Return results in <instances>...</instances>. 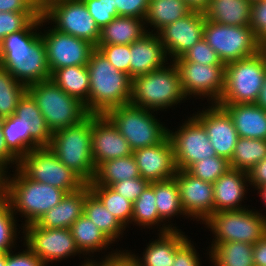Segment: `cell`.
I'll list each match as a JSON object with an SVG mask.
<instances>
[{
    "label": "cell",
    "mask_w": 266,
    "mask_h": 266,
    "mask_svg": "<svg viewBox=\"0 0 266 266\" xmlns=\"http://www.w3.org/2000/svg\"><path fill=\"white\" fill-rule=\"evenodd\" d=\"M43 24L46 20L40 15L23 30L6 36L0 43V66L26 86L51 78L45 44L39 32Z\"/></svg>",
    "instance_id": "cell-1"
},
{
    "label": "cell",
    "mask_w": 266,
    "mask_h": 266,
    "mask_svg": "<svg viewBox=\"0 0 266 266\" xmlns=\"http://www.w3.org/2000/svg\"><path fill=\"white\" fill-rule=\"evenodd\" d=\"M86 66L90 82L89 114L105 115L112 108L130 103L131 78L116 69L97 48Z\"/></svg>",
    "instance_id": "cell-2"
},
{
    "label": "cell",
    "mask_w": 266,
    "mask_h": 266,
    "mask_svg": "<svg viewBox=\"0 0 266 266\" xmlns=\"http://www.w3.org/2000/svg\"><path fill=\"white\" fill-rule=\"evenodd\" d=\"M187 99L178 70L170 65L131 79L130 104L151 111H163Z\"/></svg>",
    "instance_id": "cell-3"
},
{
    "label": "cell",
    "mask_w": 266,
    "mask_h": 266,
    "mask_svg": "<svg viewBox=\"0 0 266 266\" xmlns=\"http://www.w3.org/2000/svg\"><path fill=\"white\" fill-rule=\"evenodd\" d=\"M13 175L7 178L6 199L9 201L13 213L18 212L24 217L25 223H36L38 219L57 205L66 192L60 188L33 181L28 178L18 167ZM12 176V177H11Z\"/></svg>",
    "instance_id": "cell-4"
},
{
    "label": "cell",
    "mask_w": 266,
    "mask_h": 266,
    "mask_svg": "<svg viewBox=\"0 0 266 266\" xmlns=\"http://www.w3.org/2000/svg\"><path fill=\"white\" fill-rule=\"evenodd\" d=\"M92 114L80 123L57 130L51 136L49 149L87 184L92 182L96 168L92 157Z\"/></svg>",
    "instance_id": "cell-5"
},
{
    "label": "cell",
    "mask_w": 266,
    "mask_h": 266,
    "mask_svg": "<svg viewBox=\"0 0 266 266\" xmlns=\"http://www.w3.org/2000/svg\"><path fill=\"white\" fill-rule=\"evenodd\" d=\"M266 75V49L225 64V87L217 105L256 103Z\"/></svg>",
    "instance_id": "cell-6"
},
{
    "label": "cell",
    "mask_w": 266,
    "mask_h": 266,
    "mask_svg": "<svg viewBox=\"0 0 266 266\" xmlns=\"http://www.w3.org/2000/svg\"><path fill=\"white\" fill-rule=\"evenodd\" d=\"M27 92L35 100L52 133L78 124L89 115L84 103L68 95L51 79L27 86Z\"/></svg>",
    "instance_id": "cell-7"
},
{
    "label": "cell",
    "mask_w": 266,
    "mask_h": 266,
    "mask_svg": "<svg viewBox=\"0 0 266 266\" xmlns=\"http://www.w3.org/2000/svg\"><path fill=\"white\" fill-rule=\"evenodd\" d=\"M154 112L129 103L112 108L105 115L135 151L161 143L168 136V128L155 118Z\"/></svg>",
    "instance_id": "cell-8"
},
{
    "label": "cell",
    "mask_w": 266,
    "mask_h": 266,
    "mask_svg": "<svg viewBox=\"0 0 266 266\" xmlns=\"http://www.w3.org/2000/svg\"><path fill=\"white\" fill-rule=\"evenodd\" d=\"M203 224L214 234L210 246L235 241L255 244L266 234V216L248 207L213 213Z\"/></svg>",
    "instance_id": "cell-9"
},
{
    "label": "cell",
    "mask_w": 266,
    "mask_h": 266,
    "mask_svg": "<svg viewBox=\"0 0 266 266\" xmlns=\"http://www.w3.org/2000/svg\"><path fill=\"white\" fill-rule=\"evenodd\" d=\"M203 38L224 64L248 58L264 48L250 26L224 25L206 18Z\"/></svg>",
    "instance_id": "cell-10"
},
{
    "label": "cell",
    "mask_w": 266,
    "mask_h": 266,
    "mask_svg": "<svg viewBox=\"0 0 266 266\" xmlns=\"http://www.w3.org/2000/svg\"><path fill=\"white\" fill-rule=\"evenodd\" d=\"M18 168L33 181L49 184L66 193L77 191L87 184L67 168L49 147L31 150L19 160Z\"/></svg>",
    "instance_id": "cell-11"
},
{
    "label": "cell",
    "mask_w": 266,
    "mask_h": 266,
    "mask_svg": "<svg viewBox=\"0 0 266 266\" xmlns=\"http://www.w3.org/2000/svg\"><path fill=\"white\" fill-rule=\"evenodd\" d=\"M46 22L65 34L89 41L97 46L100 28L80 0H62L48 6L42 13Z\"/></svg>",
    "instance_id": "cell-12"
},
{
    "label": "cell",
    "mask_w": 266,
    "mask_h": 266,
    "mask_svg": "<svg viewBox=\"0 0 266 266\" xmlns=\"http://www.w3.org/2000/svg\"><path fill=\"white\" fill-rule=\"evenodd\" d=\"M173 62L187 98L197 96L203 100L204 97L211 101L209 104L218 103L225 87V65H202L186 61L183 57Z\"/></svg>",
    "instance_id": "cell-13"
},
{
    "label": "cell",
    "mask_w": 266,
    "mask_h": 266,
    "mask_svg": "<svg viewBox=\"0 0 266 266\" xmlns=\"http://www.w3.org/2000/svg\"><path fill=\"white\" fill-rule=\"evenodd\" d=\"M24 244L46 265L82 253L68 228H41L36 223L23 227Z\"/></svg>",
    "instance_id": "cell-14"
},
{
    "label": "cell",
    "mask_w": 266,
    "mask_h": 266,
    "mask_svg": "<svg viewBox=\"0 0 266 266\" xmlns=\"http://www.w3.org/2000/svg\"><path fill=\"white\" fill-rule=\"evenodd\" d=\"M189 117L177 131L168 129L177 170H187L204 158L217 156L204 127L193 115Z\"/></svg>",
    "instance_id": "cell-15"
},
{
    "label": "cell",
    "mask_w": 266,
    "mask_h": 266,
    "mask_svg": "<svg viewBox=\"0 0 266 266\" xmlns=\"http://www.w3.org/2000/svg\"><path fill=\"white\" fill-rule=\"evenodd\" d=\"M40 31L41 40L45 44L47 63L52 73L66 66H84L88 64L90 54L95 46L75 36L61 33L53 27Z\"/></svg>",
    "instance_id": "cell-16"
},
{
    "label": "cell",
    "mask_w": 266,
    "mask_h": 266,
    "mask_svg": "<svg viewBox=\"0 0 266 266\" xmlns=\"http://www.w3.org/2000/svg\"><path fill=\"white\" fill-rule=\"evenodd\" d=\"M205 18V13L191 11L157 33L170 61L182 57L203 38Z\"/></svg>",
    "instance_id": "cell-17"
},
{
    "label": "cell",
    "mask_w": 266,
    "mask_h": 266,
    "mask_svg": "<svg viewBox=\"0 0 266 266\" xmlns=\"http://www.w3.org/2000/svg\"><path fill=\"white\" fill-rule=\"evenodd\" d=\"M180 190L182 209L187 218L202 222L214 213L213 184L195 178L186 170H177L174 176Z\"/></svg>",
    "instance_id": "cell-18"
},
{
    "label": "cell",
    "mask_w": 266,
    "mask_h": 266,
    "mask_svg": "<svg viewBox=\"0 0 266 266\" xmlns=\"http://www.w3.org/2000/svg\"><path fill=\"white\" fill-rule=\"evenodd\" d=\"M203 109L193 116L206 130L216 155L230 161L239 139L231 117L217 104Z\"/></svg>",
    "instance_id": "cell-19"
},
{
    "label": "cell",
    "mask_w": 266,
    "mask_h": 266,
    "mask_svg": "<svg viewBox=\"0 0 266 266\" xmlns=\"http://www.w3.org/2000/svg\"><path fill=\"white\" fill-rule=\"evenodd\" d=\"M91 145L95 168L107 160L133 154L127 140L106 115L92 114Z\"/></svg>",
    "instance_id": "cell-20"
},
{
    "label": "cell",
    "mask_w": 266,
    "mask_h": 266,
    "mask_svg": "<svg viewBox=\"0 0 266 266\" xmlns=\"http://www.w3.org/2000/svg\"><path fill=\"white\" fill-rule=\"evenodd\" d=\"M132 155L141 177L150 183L174 178L177 172L173 147L168 136L161 143L133 151Z\"/></svg>",
    "instance_id": "cell-21"
},
{
    "label": "cell",
    "mask_w": 266,
    "mask_h": 266,
    "mask_svg": "<svg viewBox=\"0 0 266 266\" xmlns=\"http://www.w3.org/2000/svg\"><path fill=\"white\" fill-rule=\"evenodd\" d=\"M167 60L169 59L159 36L148 32L130 44L129 77L132 79L160 69L169 64L166 63Z\"/></svg>",
    "instance_id": "cell-22"
},
{
    "label": "cell",
    "mask_w": 266,
    "mask_h": 266,
    "mask_svg": "<svg viewBox=\"0 0 266 266\" xmlns=\"http://www.w3.org/2000/svg\"><path fill=\"white\" fill-rule=\"evenodd\" d=\"M248 183V174L243 170L230 168L220 176L213 183L214 213L246 209L241 204L248 192Z\"/></svg>",
    "instance_id": "cell-23"
},
{
    "label": "cell",
    "mask_w": 266,
    "mask_h": 266,
    "mask_svg": "<svg viewBox=\"0 0 266 266\" xmlns=\"http://www.w3.org/2000/svg\"><path fill=\"white\" fill-rule=\"evenodd\" d=\"M184 233L181 229L159 232V238L147 244L142 258L128 250L125 253L137 266H172L177 247L188 237Z\"/></svg>",
    "instance_id": "cell-24"
},
{
    "label": "cell",
    "mask_w": 266,
    "mask_h": 266,
    "mask_svg": "<svg viewBox=\"0 0 266 266\" xmlns=\"http://www.w3.org/2000/svg\"><path fill=\"white\" fill-rule=\"evenodd\" d=\"M222 107L231 117L239 137L266 140V110L256 103L227 104Z\"/></svg>",
    "instance_id": "cell-25"
},
{
    "label": "cell",
    "mask_w": 266,
    "mask_h": 266,
    "mask_svg": "<svg viewBox=\"0 0 266 266\" xmlns=\"http://www.w3.org/2000/svg\"><path fill=\"white\" fill-rule=\"evenodd\" d=\"M86 200V185L74 192L66 193L61 201L42 215L36 224L41 228L64 229L83 214Z\"/></svg>",
    "instance_id": "cell-26"
},
{
    "label": "cell",
    "mask_w": 266,
    "mask_h": 266,
    "mask_svg": "<svg viewBox=\"0 0 266 266\" xmlns=\"http://www.w3.org/2000/svg\"><path fill=\"white\" fill-rule=\"evenodd\" d=\"M148 32L153 30L146 29L144 19L117 16L100 29L97 45L132 44Z\"/></svg>",
    "instance_id": "cell-27"
},
{
    "label": "cell",
    "mask_w": 266,
    "mask_h": 266,
    "mask_svg": "<svg viewBox=\"0 0 266 266\" xmlns=\"http://www.w3.org/2000/svg\"><path fill=\"white\" fill-rule=\"evenodd\" d=\"M251 7L245 0H213L204 13L207 20L219 24L250 26Z\"/></svg>",
    "instance_id": "cell-28"
},
{
    "label": "cell",
    "mask_w": 266,
    "mask_h": 266,
    "mask_svg": "<svg viewBox=\"0 0 266 266\" xmlns=\"http://www.w3.org/2000/svg\"><path fill=\"white\" fill-rule=\"evenodd\" d=\"M68 95L85 104L89 113V72L84 66H66L54 70L50 78Z\"/></svg>",
    "instance_id": "cell-29"
},
{
    "label": "cell",
    "mask_w": 266,
    "mask_h": 266,
    "mask_svg": "<svg viewBox=\"0 0 266 266\" xmlns=\"http://www.w3.org/2000/svg\"><path fill=\"white\" fill-rule=\"evenodd\" d=\"M83 214L86 215L112 242L124 235L125 227L120 221L103 205L101 200L90 190L86 184V200Z\"/></svg>",
    "instance_id": "cell-30"
},
{
    "label": "cell",
    "mask_w": 266,
    "mask_h": 266,
    "mask_svg": "<svg viewBox=\"0 0 266 266\" xmlns=\"http://www.w3.org/2000/svg\"><path fill=\"white\" fill-rule=\"evenodd\" d=\"M14 115L19 117L20 121L30 129L31 137L41 147H48L50 145L53 133L48 128L35 100L28 92L19 100Z\"/></svg>",
    "instance_id": "cell-31"
},
{
    "label": "cell",
    "mask_w": 266,
    "mask_h": 266,
    "mask_svg": "<svg viewBox=\"0 0 266 266\" xmlns=\"http://www.w3.org/2000/svg\"><path fill=\"white\" fill-rule=\"evenodd\" d=\"M76 245L82 255L93 257L94 252H100L112 244L105 234L88 218L82 214L70 227ZM91 255H90V254Z\"/></svg>",
    "instance_id": "cell-32"
},
{
    "label": "cell",
    "mask_w": 266,
    "mask_h": 266,
    "mask_svg": "<svg viewBox=\"0 0 266 266\" xmlns=\"http://www.w3.org/2000/svg\"><path fill=\"white\" fill-rule=\"evenodd\" d=\"M191 11L184 0H149L144 18L145 26L147 28L150 24V27H154V33L157 34L163 27L184 18Z\"/></svg>",
    "instance_id": "cell-33"
},
{
    "label": "cell",
    "mask_w": 266,
    "mask_h": 266,
    "mask_svg": "<svg viewBox=\"0 0 266 266\" xmlns=\"http://www.w3.org/2000/svg\"><path fill=\"white\" fill-rule=\"evenodd\" d=\"M152 189L154 190L159 217L164 222L168 221L166 223H169L168 225L172 230H178L169 221L177 215H182V217L185 215L184 217H186V214L181 206L180 190L175 178L152 182Z\"/></svg>",
    "instance_id": "cell-34"
},
{
    "label": "cell",
    "mask_w": 266,
    "mask_h": 266,
    "mask_svg": "<svg viewBox=\"0 0 266 266\" xmlns=\"http://www.w3.org/2000/svg\"><path fill=\"white\" fill-rule=\"evenodd\" d=\"M136 177H141V175L134 156L130 155L101 163L96 168L93 181L88 185L111 187L117 182Z\"/></svg>",
    "instance_id": "cell-35"
},
{
    "label": "cell",
    "mask_w": 266,
    "mask_h": 266,
    "mask_svg": "<svg viewBox=\"0 0 266 266\" xmlns=\"http://www.w3.org/2000/svg\"><path fill=\"white\" fill-rule=\"evenodd\" d=\"M209 248L207 253L214 266H254L253 244L235 241Z\"/></svg>",
    "instance_id": "cell-36"
},
{
    "label": "cell",
    "mask_w": 266,
    "mask_h": 266,
    "mask_svg": "<svg viewBox=\"0 0 266 266\" xmlns=\"http://www.w3.org/2000/svg\"><path fill=\"white\" fill-rule=\"evenodd\" d=\"M2 130L8 149L20 160L41 146L31 137L30 129L14 114L2 119Z\"/></svg>",
    "instance_id": "cell-37"
},
{
    "label": "cell",
    "mask_w": 266,
    "mask_h": 266,
    "mask_svg": "<svg viewBox=\"0 0 266 266\" xmlns=\"http://www.w3.org/2000/svg\"><path fill=\"white\" fill-rule=\"evenodd\" d=\"M163 222V224H161ZM137 226H143L147 229L155 226H159L158 231L160 233H166L172 231L167 223L159 217L156 207V198L154 190L152 189V182L146 187V189L140 194V196L133 203V215L131 218V224ZM160 224V225H159ZM162 225V227H161Z\"/></svg>",
    "instance_id": "cell-38"
},
{
    "label": "cell",
    "mask_w": 266,
    "mask_h": 266,
    "mask_svg": "<svg viewBox=\"0 0 266 266\" xmlns=\"http://www.w3.org/2000/svg\"><path fill=\"white\" fill-rule=\"evenodd\" d=\"M266 157V140L239 137L229 161L233 169L248 171Z\"/></svg>",
    "instance_id": "cell-39"
},
{
    "label": "cell",
    "mask_w": 266,
    "mask_h": 266,
    "mask_svg": "<svg viewBox=\"0 0 266 266\" xmlns=\"http://www.w3.org/2000/svg\"><path fill=\"white\" fill-rule=\"evenodd\" d=\"M89 188L125 228L131 224L133 215V203L131 201L110 186L89 185Z\"/></svg>",
    "instance_id": "cell-40"
},
{
    "label": "cell",
    "mask_w": 266,
    "mask_h": 266,
    "mask_svg": "<svg viewBox=\"0 0 266 266\" xmlns=\"http://www.w3.org/2000/svg\"><path fill=\"white\" fill-rule=\"evenodd\" d=\"M27 92V86L18 82L11 73L0 66V118L14 114L19 100Z\"/></svg>",
    "instance_id": "cell-41"
},
{
    "label": "cell",
    "mask_w": 266,
    "mask_h": 266,
    "mask_svg": "<svg viewBox=\"0 0 266 266\" xmlns=\"http://www.w3.org/2000/svg\"><path fill=\"white\" fill-rule=\"evenodd\" d=\"M16 215L6 197L0 199V252L8 253L15 248L19 230L16 228ZM16 219V220H15ZM18 231V233H17Z\"/></svg>",
    "instance_id": "cell-42"
},
{
    "label": "cell",
    "mask_w": 266,
    "mask_h": 266,
    "mask_svg": "<svg viewBox=\"0 0 266 266\" xmlns=\"http://www.w3.org/2000/svg\"><path fill=\"white\" fill-rule=\"evenodd\" d=\"M230 168V163L227 159L215 156L207 157L194 163L186 171L195 178H199L205 182L213 184Z\"/></svg>",
    "instance_id": "cell-43"
},
{
    "label": "cell",
    "mask_w": 266,
    "mask_h": 266,
    "mask_svg": "<svg viewBox=\"0 0 266 266\" xmlns=\"http://www.w3.org/2000/svg\"><path fill=\"white\" fill-rule=\"evenodd\" d=\"M40 15V12H0V43L6 36L23 30Z\"/></svg>",
    "instance_id": "cell-44"
},
{
    "label": "cell",
    "mask_w": 266,
    "mask_h": 266,
    "mask_svg": "<svg viewBox=\"0 0 266 266\" xmlns=\"http://www.w3.org/2000/svg\"><path fill=\"white\" fill-rule=\"evenodd\" d=\"M108 61L119 71L129 75L130 44L97 45Z\"/></svg>",
    "instance_id": "cell-45"
},
{
    "label": "cell",
    "mask_w": 266,
    "mask_h": 266,
    "mask_svg": "<svg viewBox=\"0 0 266 266\" xmlns=\"http://www.w3.org/2000/svg\"><path fill=\"white\" fill-rule=\"evenodd\" d=\"M83 2L100 29L118 16L113 0H84Z\"/></svg>",
    "instance_id": "cell-46"
},
{
    "label": "cell",
    "mask_w": 266,
    "mask_h": 266,
    "mask_svg": "<svg viewBox=\"0 0 266 266\" xmlns=\"http://www.w3.org/2000/svg\"><path fill=\"white\" fill-rule=\"evenodd\" d=\"M182 57L186 61L202 65H225L204 38L191 47Z\"/></svg>",
    "instance_id": "cell-47"
},
{
    "label": "cell",
    "mask_w": 266,
    "mask_h": 266,
    "mask_svg": "<svg viewBox=\"0 0 266 266\" xmlns=\"http://www.w3.org/2000/svg\"><path fill=\"white\" fill-rule=\"evenodd\" d=\"M149 184L150 182L142 177H136L117 182L111 188L134 203Z\"/></svg>",
    "instance_id": "cell-48"
},
{
    "label": "cell",
    "mask_w": 266,
    "mask_h": 266,
    "mask_svg": "<svg viewBox=\"0 0 266 266\" xmlns=\"http://www.w3.org/2000/svg\"><path fill=\"white\" fill-rule=\"evenodd\" d=\"M258 41L266 46V0L252 4L251 25Z\"/></svg>",
    "instance_id": "cell-49"
},
{
    "label": "cell",
    "mask_w": 266,
    "mask_h": 266,
    "mask_svg": "<svg viewBox=\"0 0 266 266\" xmlns=\"http://www.w3.org/2000/svg\"><path fill=\"white\" fill-rule=\"evenodd\" d=\"M118 16L137 17L144 19L148 10L149 0H113Z\"/></svg>",
    "instance_id": "cell-50"
},
{
    "label": "cell",
    "mask_w": 266,
    "mask_h": 266,
    "mask_svg": "<svg viewBox=\"0 0 266 266\" xmlns=\"http://www.w3.org/2000/svg\"><path fill=\"white\" fill-rule=\"evenodd\" d=\"M199 255L191 239L186 238L178 247L175 253V260L172 266H201Z\"/></svg>",
    "instance_id": "cell-51"
},
{
    "label": "cell",
    "mask_w": 266,
    "mask_h": 266,
    "mask_svg": "<svg viewBox=\"0 0 266 266\" xmlns=\"http://www.w3.org/2000/svg\"><path fill=\"white\" fill-rule=\"evenodd\" d=\"M25 250L14 253H6V266H46L27 246L23 244ZM27 248V249H26Z\"/></svg>",
    "instance_id": "cell-52"
},
{
    "label": "cell",
    "mask_w": 266,
    "mask_h": 266,
    "mask_svg": "<svg viewBox=\"0 0 266 266\" xmlns=\"http://www.w3.org/2000/svg\"><path fill=\"white\" fill-rule=\"evenodd\" d=\"M125 250H116L111 253L104 255L101 261H96L93 259L91 266H137L131 258L124 252Z\"/></svg>",
    "instance_id": "cell-53"
},
{
    "label": "cell",
    "mask_w": 266,
    "mask_h": 266,
    "mask_svg": "<svg viewBox=\"0 0 266 266\" xmlns=\"http://www.w3.org/2000/svg\"><path fill=\"white\" fill-rule=\"evenodd\" d=\"M249 185L258 189L266 186V157L247 171Z\"/></svg>",
    "instance_id": "cell-54"
},
{
    "label": "cell",
    "mask_w": 266,
    "mask_h": 266,
    "mask_svg": "<svg viewBox=\"0 0 266 266\" xmlns=\"http://www.w3.org/2000/svg\"><path fill=\"white\" fill-rule=\"evenodd\" d=\"M39 12L30 0H0V12Z\"/></svg>",
    "instance_id": "cell-55"
},
{
    "label": "cell",
    "mask_w": 266,
    "mask_h": 266,
    "mask_svg": "<svg viewBox=\"0 0 266 266\" xmlns=\"http://www.w3.org/2000/svg\"><path fill=\"white\" fill-rule=\"evenodd\" d=\"M0 163L9 169L12 165L15 166V169L19 165V159L8 149L5 139L3 136L2 130V119L0 118ZM11 164V166H10ZM9 165V167H8Z\"/></svg>",
    "instance_id": "cell-56"
},
{
    "label": "cell",
    "mask_w": 266,
    "mask_h": 266,
    "mask_svg": "<svg viewBox=\"0 0 266 266\" xmlns=\"http://www.w3.org/2000/svg\"><path fill=\"white\" fill-rule=\"evenodd\" d=\"M254 266H266V234L253 244Z\"/></svg>",
    "instance_id": "cell-57"
},
{
    "label": "cell",
    "mask_w": 266,
    "mask_h": 266,
    "mask_svg": "<svg viewBox=\"0 0 266 266\" xmlns=\"http://www.w3.org/2000/svg\"><path fill=\"white\" fill-rule=\"evenodd\" d=\"M192 11L205 12L210 4V0H184Z\"/></svg>",
    "instance_id": "cell-58"
},
{
    "label": "cell",
    "mask_w": 266,
    "mask_h": 266,
    "mask_svg": "<svg viewBox=\"0 0 266 266\" xmlns=\"http://www.w3.org/2000/svg\"><path fill=\"white\" fill-rule=\"evenodd\" d=\"M8 169L0 163V199L6 197L7 194V178Z\"/></svg>",
    "instance_id": "cell-59"
},
{
    "label": "cell",
    "mask_w": 266,
    "mask_h": 266,
    "mask_svg": "<svg viewBox=\"0 0 266 266\" xmlns=\"http://www.w3.org/2000/svg\"><path fill=\"white\" fill-rule=\"evenodd\" d=\"M256 104L259 107H262L263 109L266 110V75H265V79H264V84L262 86V89L260 91V95H259V98H258Z\"/></svg>",
    "instance_id": "cell-60"
},
{
    "label": "cell",
    "mask_w": 266,
    "mask_h": 266,
    "mask_svg": "<svg viewBox=\"0 0 266 266\" xmlns=\"http://www.w3.org/2000/svg\"><path fill=\"white\" fill-rule=\"evenodd\" d=\"M62 0H39V12L42 13L51 4Z\"/></svg>",
    "instance_id": "cell-61"
},
{
    "label": "cell",
    "mask_w": 266,
    "mask_h": 266,
    "mask_svg": "<svg viewBox=\"0 0 266 266\" xmlns=\"http://www.w3.org/2000/svg\"><path fill=\"white\" fill-rule=\"evenodd\" d=\"M256 190H258L257 192L259 193V196L261 197V200H262L261 202L264 203V205L266 206V186L258 188Z\"/></svg>",
    "instance_id": "cell-62"
},
{
    "label": "cell",
    "mask_w": 266,
    "mask_h": 266,
    "mask_svg": "<svg viewBox=\"0 0 266 266\" xmlns=\"http://www.w3.org/2000/svg\"><path fill=\"white\" fill-rule=\"evenodd\" d=\"M0 266H6V253L0 252Z\"/></svg>",
    "instance_id": "cell-63"
},
{
    "label": "cell",
    "mask_w": 266,
    "mask_h": 266,
    "mask_svg": "<svg viewBox=\"0 0 266 266\" xmlns=\"http://www.w3.org/2000/svg\"><path fill=\"white\" fill-rule=\"evenodd\" d=\"M92 261H93L92 259L87 258V259L84 260V263L81 266H91L90 264H91Z\"/></svg>",
    "instance_id": "cell-64"
},
{
    "label": "cell",
    "mask_w": 266,
    "mask_h": 266,
    "mask_svg": "<svg viewBox=\"0 0 266 266\" xmlns=\"http://www.w3.org/2000/svg\"><path fill=\"white\" fill-rule=\"evenodd\" d=\"M245 1H247L248 3H250L252 5V4H255L257 2L264 1V0H245Z\"/></svg>",
    "instance_id": "cell-65"
},
{
    "label": "cell",
    "mask_w": 266,
    "mask_h": 266,
    "mask_svg": "<svg viewBox=\"0 0 266 266\" xmlns=\"http://www.w3.org/2000/svg\"><path fill=\"white\" fill-rule=\"evenodd\" d=\"M39 10V0H30Z\"/></svg>",
    "instance_id": "cell-66"
}]
</instances>
